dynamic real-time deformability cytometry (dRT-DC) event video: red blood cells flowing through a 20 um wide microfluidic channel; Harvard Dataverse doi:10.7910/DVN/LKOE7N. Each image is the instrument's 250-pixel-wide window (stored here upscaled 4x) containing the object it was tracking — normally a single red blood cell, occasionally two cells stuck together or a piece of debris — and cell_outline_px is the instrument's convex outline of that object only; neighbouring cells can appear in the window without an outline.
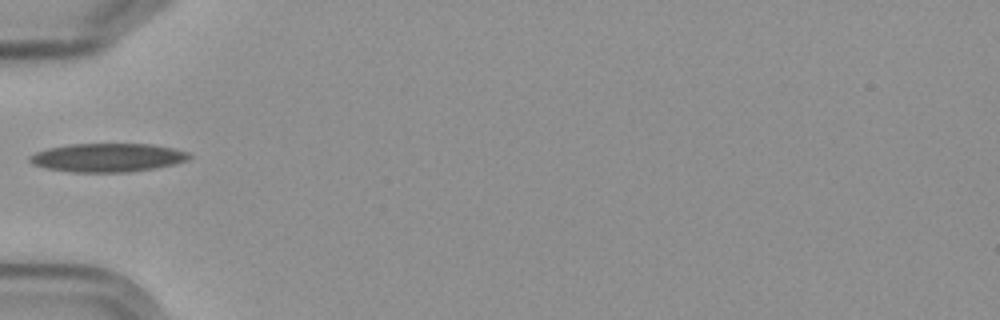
{"species": "Egyptian fruit bat (a non-hibernating species)", "species_latin": "Rousettus aegyptiacus", "temperature_condition": "cold", "stored_images_in_passage": 1, "camera_frame_rate_fps": 3000, "um_per_image_px": 0.085, "frame": {"image": 1, "passage_image": 1, "time_ms": 0.0, "image_size_px": [1000, 320], "cell_outline_px": [[192, 156], [188, 160], [176, 164], [156, 168], [128, 172], [72, 172], [48, 168], [32, 164], [28, 160], [36, 152], [48, 148], [68, 144], [152, 144], [172, 148], [188, 152]], "centroid_in_image_um": [9.19, 13.39], "position_along_channel_um": 75.8, "area_um2": 26.53}}